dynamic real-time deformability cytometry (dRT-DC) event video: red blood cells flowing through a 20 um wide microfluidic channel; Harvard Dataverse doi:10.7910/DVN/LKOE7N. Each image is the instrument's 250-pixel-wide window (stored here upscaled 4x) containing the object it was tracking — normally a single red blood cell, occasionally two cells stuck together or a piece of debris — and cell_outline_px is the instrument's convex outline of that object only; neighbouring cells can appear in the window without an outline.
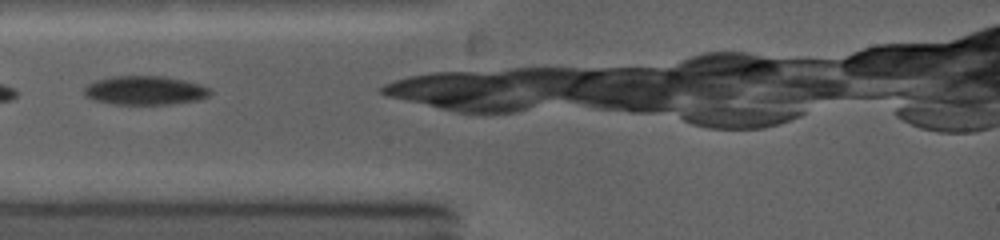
{"species": "common noctule bat (a hibernating species)", "species_latin": "Nyctalus noctula", "temperature_condition": "warm", "stored_images_in_passage": 9, "camera_frame_rate_fps": 5000, "um_per_image_px": 0.085, "animal": {"sex": "female", "body_mass_g": 19.0, "forearm_length_mm": 53.3}, "frame": {"image": 1, "passage_image": 2, "time_ms": 0.4, "image_size_px": [1000, 240], "cell_outline_px": [[212, 92], [208, 96], [200, 100], [172, 104], [116, 104], [96, 100], [88, 96], [84, 92], [84, 88], [88, 84], [96, 80], [112, 76], [164, 76], [184, 80], [200, 84], [212, 88]], "centroid_in_image_um": [12.4, 7.68], "position_along_channel_um": 72.6, "area_um2": 21.21}}